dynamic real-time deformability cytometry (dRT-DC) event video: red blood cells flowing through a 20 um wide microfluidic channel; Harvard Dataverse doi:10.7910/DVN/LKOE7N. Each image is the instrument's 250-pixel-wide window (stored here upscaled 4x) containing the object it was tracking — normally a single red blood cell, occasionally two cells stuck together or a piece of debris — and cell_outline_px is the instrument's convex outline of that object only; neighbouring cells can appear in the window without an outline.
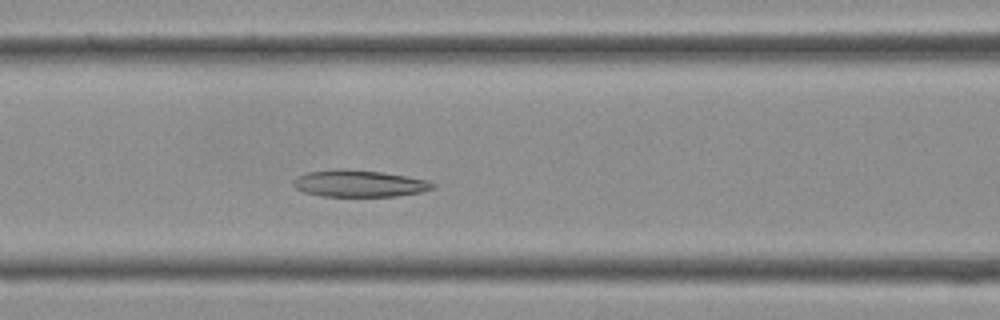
{"species": "Egyptian fruit bat (a non-hibernating species)", "species_latin": "Rousettus aegyptiacus", "temperature_condition": "cold", "stored_images_in_passage": 38, "camera_frame_rate_fps": 3000, "um_per_image_px": 0.085, "frame": {"image": 1, "passage_image": 14, "time_ms": 4.333, "image_size_px": [1000, 320], "cell_outline_px": [[436, 188], [420, 192], [396, 196], [320, 196], [304, 192], [296, 188], [292, 184], [292, 180], [296, 176], [308, 172], [332, 168], [348, 168], [380, 172], [428, 180], [436, 184]], "centroid_in_image_um": [30.49, 15.58], "position_along_channel_um": 136.1, "area_um2": 22.02}}
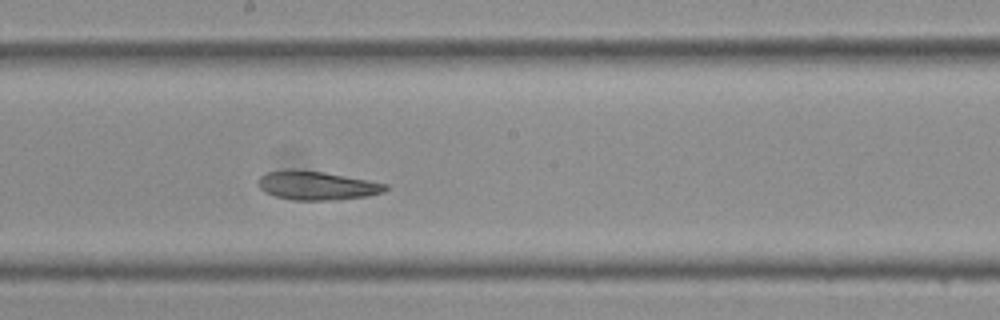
{"frame": {"image": 2, "passage_image": 19, "time_ms": 6.0, "image_size_px": [1000, 320], "cell_outline_px": [[388, 188], [384, 192], [368, 196], [336, 200], [296, 200], [276, 196], [264, 192], [256, 184], [256, 180], [260, 176], [268, 172], [288, 168], [296, 168], [324, 172], [368, 180], [388, 184]], "centroid_in_image_um": [26.9, 15.75], "position_along_channel_um": 221.3, "area_um2": 21.68}}
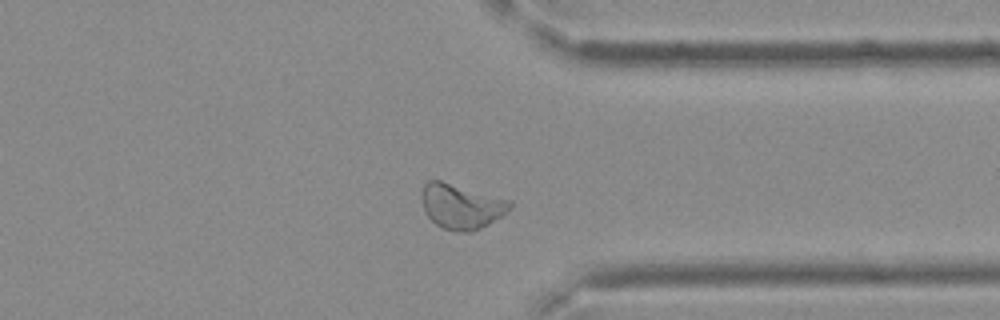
{"frame": {"image": 3, "passage_image": 28, "time_ms": 9.0, "image_size_px": [1000, 320], "cell_outline_px": [[512, 204], [500, 216], [488, 224], [472, 232], [460, 232], [444, 228], [436, 224], [424, 212], [420, 196], [420, 192], [424, 184], [428, 180], [440, 180], [512, 200]], "centroid_in_image_um": [39.16, 17.52], "position_along_channel_um": 372.2, "area_um2": 23.06}}